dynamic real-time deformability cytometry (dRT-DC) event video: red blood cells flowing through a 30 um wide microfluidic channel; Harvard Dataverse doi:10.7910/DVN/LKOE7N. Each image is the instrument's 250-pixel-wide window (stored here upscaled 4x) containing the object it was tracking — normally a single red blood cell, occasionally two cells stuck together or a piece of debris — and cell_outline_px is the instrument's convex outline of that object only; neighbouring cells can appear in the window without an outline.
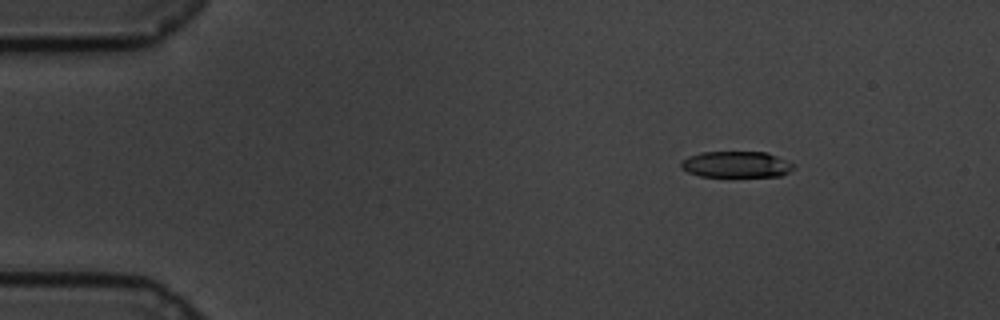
{"species": "common noctule bat (a hibernating species)", "species_latin": "Nyctalus noctula", "temperature_condition": "cold", "stored_images_in_passage": 58, "camera_frame_rate_fps": 3000, "um_per_image_px": 0.085, "animal": {"sex": "male", "body_mass_g": 19.5, "forearm_length_mm": 54.6}, "frame": {"image": 1, "passage_image": 7, "time_ms": 2.0, "image_size_px": [1000, 320], "cell_outline_px": [[796, 168], [780, 176], [700, 176], [688, 172], [680, 168], [680, 160], [688, 156], [700, 152], [768, 152], [796, 164]], "centroid_in_image_um": [62.58, 13.97], "position_along_channel_um": 22.4, "area_um2": 17.4}}
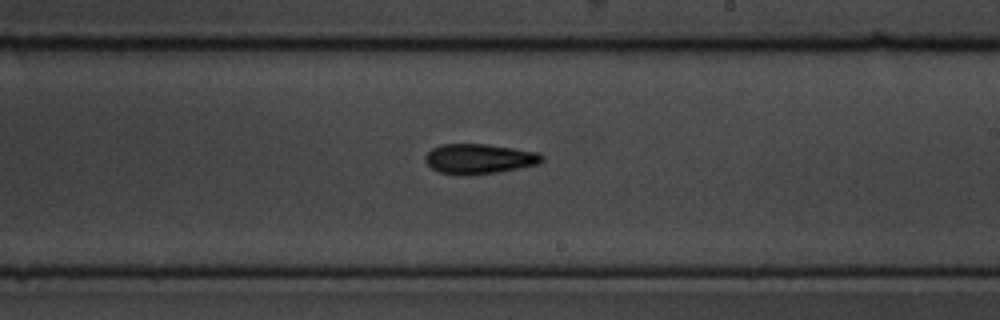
{"frame": {"image": 2, "passage_image": 34, "time_ms": 11.0, "image_size_px": [1000, 320], "cell_outline_px": [[544, 160], [540, 164], [496, 172], [464, 176], [440, 172], [432, 168], [424, 160], [424, 156], [432, 148], [440, 144], [488, 144], [540, 152], [544, 156]], "centroid_in_image_um": [40.75, 13.49], "position_along_channel_um": 248.3, "area_um2": 20.58}}
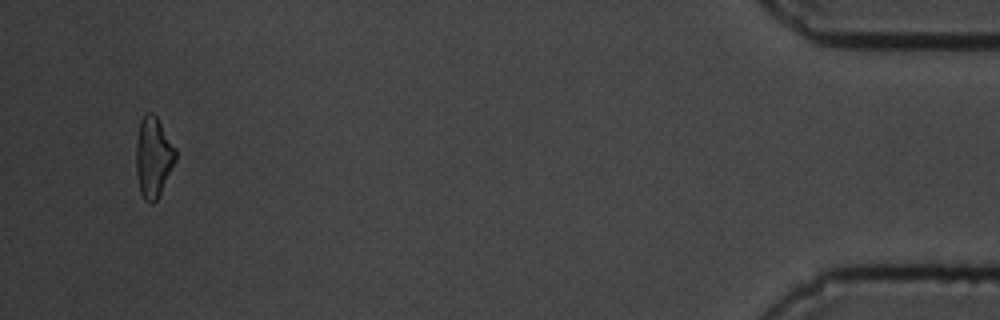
{"frame": {"image": 3, "passage_image": 56, "time_ms": 18.333, "image_size_px": [1000, 320], "cell_outline_px": [[176, 160], [156, 200], [152, 204], [144, 200], [140, 192], [136, 172], [136, 140], [140, 120], [148, 112], [152, 112], [156, 116], [176, 148]], "centroid_in_image_um": [13.02, 13.35], "position_along_channel_um": 422.2, "area_um2": 18.38}, "authors_computed_cell_mechanics": {"area_um2": 19.074, "velocity_mm_per_s": 3.4063, "shape_relaxation_time_tau1_ms": 3.7693, "shape_relaxation_time_tau2_ms": 3.0615, "deformation_change_tau1": 0.1517, "deformation_change_tau2": 0.1021}}